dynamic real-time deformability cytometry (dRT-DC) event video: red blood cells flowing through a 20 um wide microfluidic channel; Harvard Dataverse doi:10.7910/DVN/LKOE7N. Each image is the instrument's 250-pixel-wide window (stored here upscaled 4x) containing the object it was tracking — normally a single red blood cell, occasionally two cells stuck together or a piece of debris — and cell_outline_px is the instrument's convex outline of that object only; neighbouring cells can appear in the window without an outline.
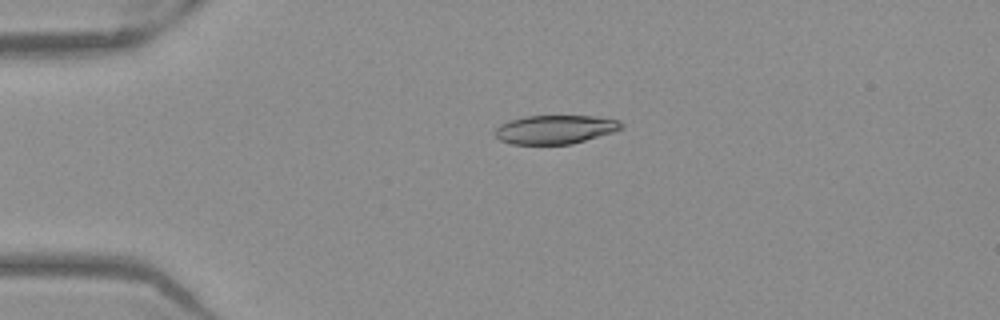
{"species": "Egyptian fruit bat (a non-hibernating species)", "species_latin": "Rousettus aegyptiacus", "temperature_condition": "warm", "stored_images_in_passage": 41, "camera_frame_rate_fps": 3000, "um_per_image_px": 0.085, "frame": {"image": 1, "passage_image": 1, "time_ms": 0.0, "image_size_px": [1000, 320], "cell_outline_px": [[624, 128], [612, 132], [572, 144], [512, 144], [500, 140], [492, 132], [500, 124], [508, 120], [524, 116], [592, 116], [620, 120], [624, 124]], "centroid_in_image_um": [47.17, 11.0], "position_along_channel_um": 37.8, "area_um2": 21.27}}
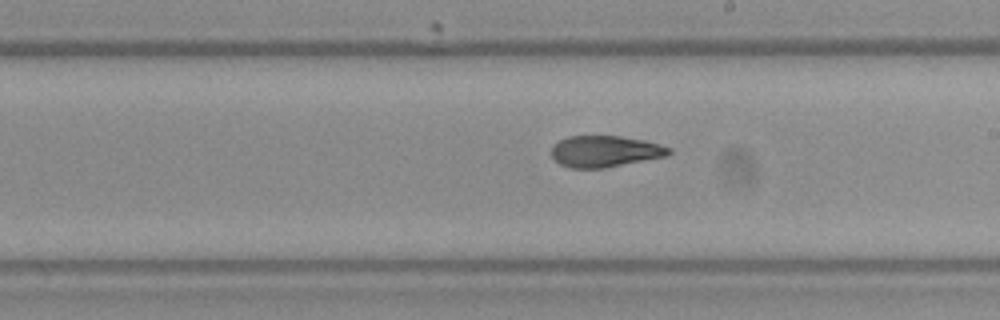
{"frame": {"image": 2, "passage_image": 19, "time_ms": 6.0, "image_size_px": [1000, 320], "cell_outline_px": [[672, 152], [668, 156], [604, 168], [568, 168], [560, 164], [552, 156], [552, 144], [568, 136], [620, 136], [644, 140], [660, 144], [672, 148]], "centroid_in_image_um": [51.44, 12.86], "position_along_channel_um": 237.6, "area_um2": 21.62}}
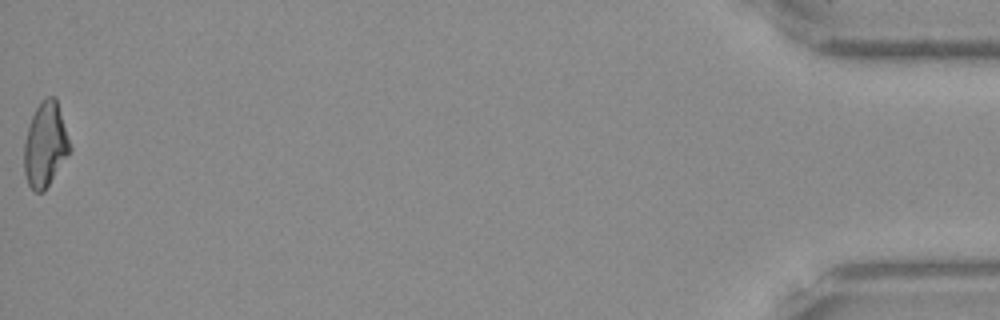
{"frame": {"image": 3, "passage_image": 41, "time_ms": 13.333, "image_size_px": [1000, 320], "cell_outline_px": [[72, 148], [44, 192], [36, 192], [28, 184], [24, 172], [24, 144], [28, 128], [32, 116], [40, 100], [44, 96], [56, 96]], "centroid_in_image_um": [3.85, 12.26], "position_along_channel_um": 431.3, "area_um2": 22.54}, "authors_computed_cell_mechanics": {"area_um2": 22.0796, "velocity_mm_per_s": 3.9477, "shape_relaxation_time_tau1_ms": null, "shape_relaxation_time_tau2_ms": 3.0015, "deformation_change_tau1": null, "deformation_change_tau2": 0.097}}